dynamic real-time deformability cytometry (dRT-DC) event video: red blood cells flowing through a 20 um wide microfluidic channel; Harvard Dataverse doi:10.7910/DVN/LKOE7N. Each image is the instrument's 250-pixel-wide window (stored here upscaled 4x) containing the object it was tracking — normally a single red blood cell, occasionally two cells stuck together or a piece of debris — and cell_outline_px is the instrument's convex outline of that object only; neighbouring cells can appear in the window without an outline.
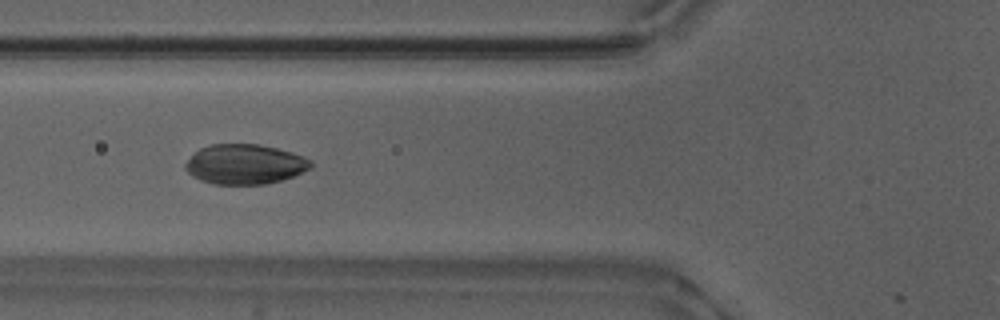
{"species": "Egyptian fruit bat (a non-hibernating species)", "species_latin": "Rousettus aegyptiacus", "temperature_condition": "warm", "stored_images_in_passage": 45, "camera_frame_rate_fps": 3000, "um_per_image_px": 0.085, "animal": {"sex": "male"}, "frame": {"image": 1, "passage_image": 14, "time_ms": 4.333, "image_size_px": [1000, 320], "cell_outline_px": [[312, 168], [292, 176], [280, 180], [264, 184], [212, 184], [200, 180], [192, 176], [184, 168], [184, 164], [200, 148], [208, 144], [260, 144], [292, 152], [304, 156], [312, 160]], "centroid_in_image_um": [20.81, 13.95], "position_along_channel_um": 105.0, "area_um2": 29.19}}
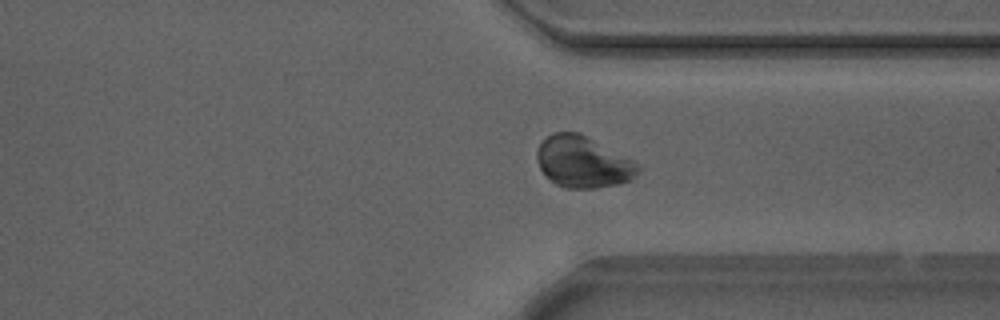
{"frame": {"image": 2, "passage_image": 34, "time_ms": 11.0, "image_size_px": [1000, 320], "cell_outline_px": [[640, 172], [636, 176], [620, 184], [596, 188], [564, 188], [556, 184], [540, 168], [536, 156], [536, 152], [540, 144], [552, 132], [580, 132], [588, 136], [632, 160], [640, 168]], "centroid_in_image_um": [49.56, 13.76], "position_along_channel_um": 361.8, "area_um2": 30.11}}
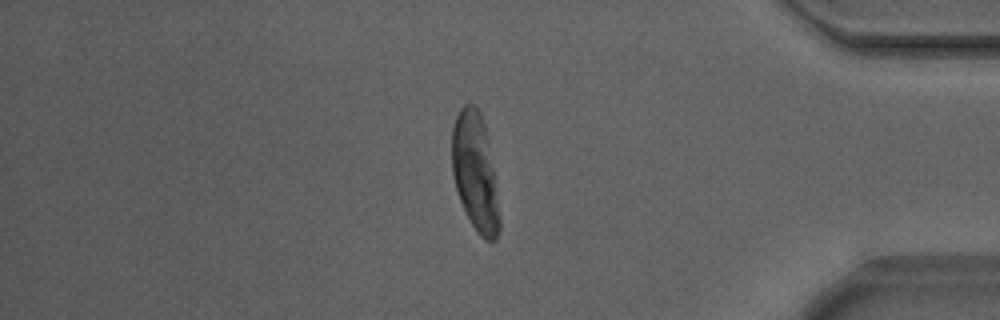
{"frame": {"image": 3, "passage_image": 39, "time_ms": 12.667, "image_size_px": [1000, 320], "cell_outline_px": [[500, 228], [496, 240], [484, 240], [476, 232], [460, 200], [456, 188], [452, 172], [452, 128], [456, 116], [460, 108], [464, 104], [472, 104], [480, 112], [484, 124], [492, 168], [500, 216]], "centroid_in_image_um": [40.37, 14.65], "position_along_channel_um": 394.8, "area_um2": 31.96}, "authors_computed_cell_mechanics": {"area_um2": 29.6514, "velocity_mm_per_s": 3.8514, "shape_relaxation_time_tau1_ms": 2.4337, "shape_relaxation_time_tau2_ms": null, "deformation_change_tau1": 0.119, "deformation_change_tau2": null}}